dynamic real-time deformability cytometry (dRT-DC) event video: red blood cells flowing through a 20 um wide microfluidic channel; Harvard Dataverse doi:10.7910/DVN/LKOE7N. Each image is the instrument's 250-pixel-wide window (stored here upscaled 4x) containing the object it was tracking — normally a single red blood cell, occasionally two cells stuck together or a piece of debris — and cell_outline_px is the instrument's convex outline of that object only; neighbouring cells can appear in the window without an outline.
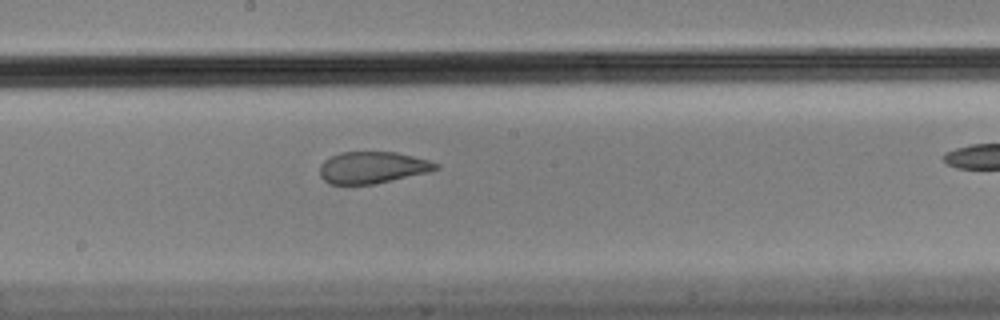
{"species": "Egyptian fruit bat (a non-hibernating species)", "species_latin": "Rousettus aegyptiacus", "temperature_condition": "cold", "stored_images_in_passage": 9, "camera_frame_rate_fps": 3000, "um_per_image_px": 0.085, "animal": {"sex": "male"}, "frame": {"image": 1, "passage_image": 9, "time_ms": 2.667, "image_size_px": [1000, 320], "cell_outline_px": [[440, 168], [428, 172], [372, 184], [328, 184], [320, 176], [320, 164], [324, 160], [340, 152], [396, 152], [428, 160], [440, 164]], "centroid_in_image_um": [31.64, 14.23], "position_along_channel_um": 216.6, "area_um2": 21.33}}